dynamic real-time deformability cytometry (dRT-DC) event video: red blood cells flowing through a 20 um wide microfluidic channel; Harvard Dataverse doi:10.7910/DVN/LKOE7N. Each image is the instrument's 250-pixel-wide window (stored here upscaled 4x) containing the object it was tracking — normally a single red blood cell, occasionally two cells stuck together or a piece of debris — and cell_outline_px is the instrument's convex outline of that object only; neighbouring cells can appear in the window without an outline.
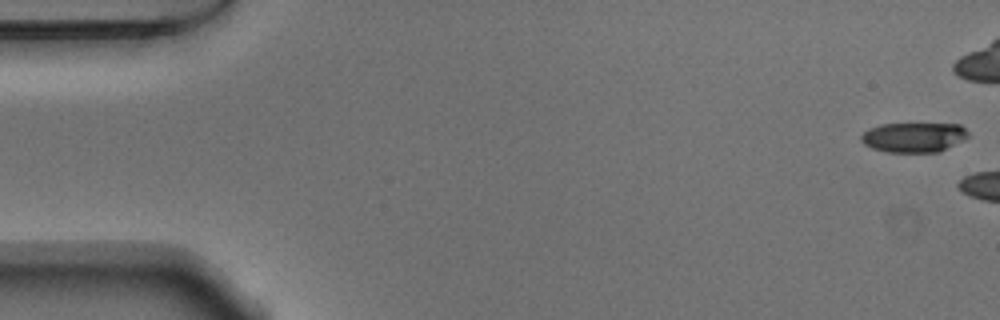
{"species": "Egyptian fruit bat (a non-hibernating species)", "species_latin": "Rousettus aegyptiacus", "temperature_condition": "warm", "stored_images_in_passage": 5, "camera_frame_rate_fps": 3000, "um_per_image_px": 0.085, "animal": {"sex": "male"}, "frame": {"image": 1, "passage_image": 1, "time_ms": 0.0, "image_size_px": [1000, 320], "cell_outline_px": [[968, 136], [940, 152], [888, 152], [872, 148], [864, 144], [860, 140], [860, 136], [868, 128], [880, 124], [960, 124], [968, 132]], "centroid_in_image_um": [77.63, 11.67], "position_along_channel_um": 7.4, "area_um2": 18.5}}